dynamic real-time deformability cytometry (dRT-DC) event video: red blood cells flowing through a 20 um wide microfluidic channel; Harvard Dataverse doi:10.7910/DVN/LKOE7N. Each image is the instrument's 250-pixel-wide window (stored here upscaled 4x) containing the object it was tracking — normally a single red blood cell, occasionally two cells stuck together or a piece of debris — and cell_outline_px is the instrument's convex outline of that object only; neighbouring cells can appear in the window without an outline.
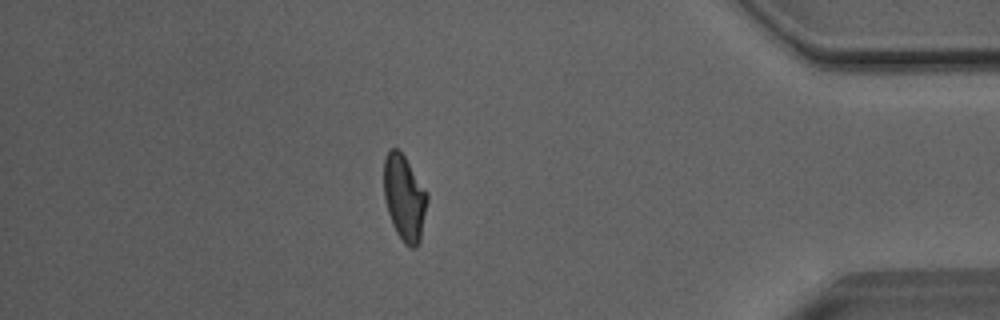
{"species": "Egyptian fruit bat (a non-hibernating species)", "species_latin": "Rousettus aegyptiacus", "temperature_condition": "room temperature", "stored_images_in_passage": 51, "camera_frame_rate_fps": 3000, "um_per_image_px": 0.085, "animal": {"sex": "male"}, "frame": {"image": 1, "passage_image": 44, "time_ms": 14.333, "image_size_px": [1000, 320], "cell_outline_px": [[428, 200], [420, 240], [416, 248], [408, 248], [404, 244], [396, 232], [392, 224], [388, 212], [384, 196], [384, 160], [388, 152], [392, 148], [396, 148], [404, 156], [428, 192]], "centroid_in_image_um": [34.38, 16.85], "position_along_channel_um": 400.8, "area_um2": 21.68}, "authors_computed_cell_mechanics": {"area_um2": 22.0218, "velocity_mm_per_s": 4.0714, "shape_relaxation_time_tau1_ms": 6.0643, "shape_relaxation_time_tau2_ms": 1.8077, "deformation_change_tau1": 0.1962, "deformation_change_tau2": 0.0772}}